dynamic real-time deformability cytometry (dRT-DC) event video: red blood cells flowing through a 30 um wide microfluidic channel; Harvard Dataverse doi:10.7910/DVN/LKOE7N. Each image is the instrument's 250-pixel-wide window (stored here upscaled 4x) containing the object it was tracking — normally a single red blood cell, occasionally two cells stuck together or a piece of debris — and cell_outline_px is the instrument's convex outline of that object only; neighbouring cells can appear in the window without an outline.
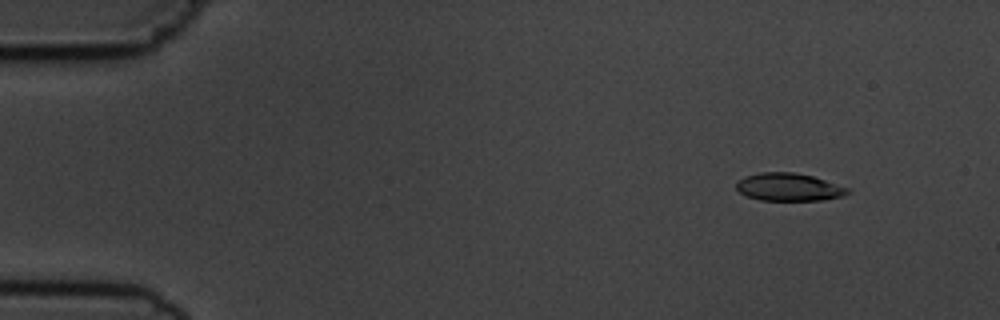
{"species": "common noctule bat (a hibernating species)", "species_latin": "Nyctalus noctula", "temperature_condition": "cold", "stored_images_in_passage": 4, "camera_frame_rate_fps": 3000, "um_per_image_px": 0.085, "animal": {"sex": "male", "body_mass_g": 19.5, "forearm_length_mm": 54.6}, "frame": {"image": 1, "passage_image": 2, "time_ms": 1.0, "image_size_px": [1000, 320], "cell_outline_px": [[848, 192], [844, 196], [824, 200], [760, 200], [748, 196], [740, 192], [736, 188], [736, 184], [744, 176], [760, 172], [792, 172], [812, 176], [848, 188]], "centroid_in_image_um": [67.03, 15.9], "position_along_channel_um": 18.0, "area_um2": 17.8}}
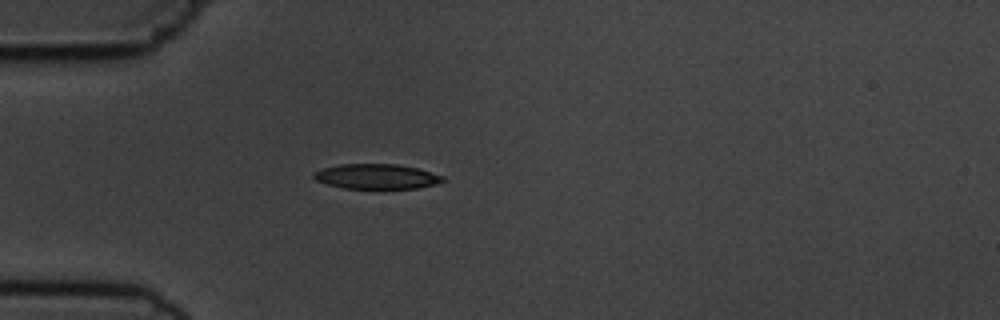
{"frame": {"image": 2, "passage_image": 4, "time_ms": 4.333, "image_size_px": [1000, 320], "cell_outline_px": [[444, 180], [436, 184], [416, 188], [344, 188], [328, 184], [316, 180], [312, 176], [312, 172], [324, 168], [340, 164], [396, 164], [416, 168], [444, 176]], "centroid_in_image_um": [31.98, 14.99], "position_along_channel_um": 53.0, "area_um2": 18.55}}